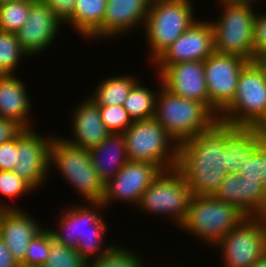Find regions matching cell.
Segmentation results:
<instances>
[{
    "label": "cell",
    "instance_id": "cell-2",
    "mask_svg": "<svg viewBox=\"0 0 266 267\" xmlns=\"http://www.w3.org/2000/svg\"><path fill=\"white\" fill-rule=\"evenodd\" d=\"M90 204L88 207L74 204L71 208L65 209L67 211H63L58 219L57 229L49 228L54 239L66 247L76 249L87 262L101 258L113 247L112 244L105 246L103 243L108 230L106 220L100 215L101 212H98L104 209L103 204Z\"/></svg>",
    "mask_w": 266,
    "mask_h": 267
},
{
    "label": "cell",
    "instance_id": "cell-40",
    "mask_svg": "<svg viewBox=\"0 0 266 267\" xmlns=\"http://www.w3.org/2000/svg\"><path fill=\"white\" fill-rule=\"evenodd\" d=\"M23 130L16 121L0 117V144L17 137Z\"/></svg>",
    "mask_w": 266,
    "mask_h": 267
},
{
    "label": "cell",
    "instance_id": "cell-45",
    "mask_svg": "<svg viewBox=\"0 0 266 267\" xmlns=\"http://www.w3.org/2000/svg\"><path fill=\"white\" fill-rule=\"evenodd\" d=\"M12 1H19V0H0V4L5 3V2H12Z\"/></svg>",
    "mask_w": 266,
    "mask_h": 267
},
{
    "label": "cell",
    "instance_id": "cell-27",
    "mask_svg": "<svg viewBox=\"0 0 266 267\" xmlns=\"http://www.w3.org/2000/svg\"><path fill=\"white\" fill-rule=\"evenodd\" d=\"M36 0H19L0 4V31L16 33L27 21Z\"/></svg>",
    "mask_w": 266,
    "mask_h": 267
},
{
    "label": "cell",
    "instance_id": "cell-28",
    "mask_svg": "<svg viewBox=\"0 0 266 267\" xmlns=\"http://www.w3.org/2000/svg\"><path fill=\"white\" fill-rule=\"evenodd\" d=\"M243 188V213L246 217H266V188L259 181L244 180L240 176Z\"/></svg>",
    "mask_w": 266,
    "mask_h": 267
},
{
    "label": "cell",
    "instance_id": "cell-26",
    "mask_svg": "<svg viewBox=\"0 0 266 267\" xmlns=\"http://www.w3.org/2000/svg\"><path fill=\"white\" fill-rule=\"evenodd\" d=\"M141 81L137 82L124 100L123 107L133 121L153 118L156 107V91L143 86Z\"/></svg>",
    "mask_w": 266,
    "mask_h": 267
},
{
    "label": "cell",
    "instance_id": "cell-32",
    "mask_svg": "<svg viewBox=\"0 0 266 267\" xmlns=\"http://www.w3.org/2000/svg\"><path fill=\"white\" fill-rule=\"evenodd\" d=\"M50 252V229L41 230L29 243L20 267H42Z\"/></svg>",
    "mask_w": 266,
    "mask_h": 267
},
{
    "label": "cell",
    "instance_id": "cell-17",
    "mask_svg": "<svg viewBox=\"0 0 266 267\" xmlns=\"http://www.w3.org/2000/svg\"><path fill=\"white\" fill-rule=\"evenodd\" d=\"M63 23L41 0H36L30 9L25 24L16 32L21 49L27 56L39 55L48 49L57 37Z\"/></svg>",
    "mask_w": 266,
    "mask_h": 267
},
{
    "label": "cell",
    "instance_id": "cell-3",
    "mask_svg": "<svg viewBox=\"0 0 266 267\" xmlns=\"http://www.w3.org/2000/svg\"><path fill=\"white\" fill-rule=\"evenodd\" d=\"M160 87L154 118L177 146L210 130L218 122L203 103L173 94L162 82Z\"/></svg>",
    "mask_w": 266,
    "mask_h": 267
},
{
    "label": "cell",
    "instance_id": "cell-29",
    "mask_svg": "<svg viewBox=\"0 0 266 267\" xmlns=\"http://www.w3.org/2000/svg\"><path fill=\"white\" fill-rule=\"evenodd\" d=\"M28 58L21 49L16 33L0 31V75L15 74L21 58Z\"/></svg>",
    "mask_w": 266,
    "mask_h": 267
},
{
    "label": "cell",
    "instance_id": "cell-11",
    "mask_svg": "<svg viewBox=\"0 0 266 267\" xmlns=\"http://www.w3.org/2000/svg\"><path fill=\"white\" fill-rule=\"evenodd\" d=\"M216 247L224 267H252L266 251V217H246Z\"/></svg>",
    "mask_w": 266,
    "mask_h": 267
},
{
    "label": "cell",
    "instance_id": "cell-43",
    "mask_svg": "<svg viewBox=\"0 0 266 267\" xmlns=\"http://www.w3.org/2000/svg\"><path fill=\"white\" fill-rule=\"evenodd\" d=\"M260 65L265 69L266 71V55L260 57L258 60H257Z\"/></svg>",
    "mask_w": 266,
    "mask_h": 267
},
{
    "label": "cell",
    "instance_id": "cell-41",
    "mask_svg": "<svg viewBox=\"0 0 266 267\" xmlns=\"http://www.w3.org/2000/svg\"><path fill=\"white\" fill-rule=\"evenodd\" d=\"M0 267H20L0 237Z\"/></svg>",
    "mask_w": 266,
    "mask_h": 267
},
{
    "label": "cell",
    "instance_id": "cell-42",
    "mask_svg": "<svg viewBox=\"0 0 266 267\" xmlns=\"http://www.w3.org/2000/svg\"><path fill=\"white\" fill-rule=\"evenodd\" d=\"M252 267H266V251L263 255L253 264Z\"/></svg>",
    "mask_w": 266,
    "mask_h": 267
},
{
    "label": "cell",
    "instance_id": "cell-9",
    "mask_svg": "<svg viewBox=\"0 0 266 267\" xmlns=\"http://www.w3.org/2000/svg\"><path fill=\"white\" fill-rule=\"evenodd\" d=\"M123 135L129 160L154 163L162 171L176 168L178 146L154 117L133 121Z\"/></svg>",
    "mask_w": 266,
    "mask_h": 267
},
{
    "label": "cell",
    "instance_id": "cell-39",
    "mask_svg": "<svg viewBox=\"0 0 266 267\" xmlns=\"http://www.w3.org/2000/svg\"><path fill=\"white\" fill-rule=\"evenodd\" d=\"M53 10L55 16L65 24L73 15L75 0H41Z\"/></svg>",
    "mask_w": 266,
    "mask_h": 267
},
{
    "label": "cell",
    "instance_id": "cell-30",
    "mask_svg": "<svg viewBox=\"0 0 266 267\" xmlns=\"http://www.w3.org/2000/svg\"><path fill=\"white\" fill-rule=\"evenodd\" d=\"M139 256L129 248L114 244L101 258L88 262L87 267H145V261Z\"/></svg>",
    "mask_w": 266,
    "mask_h": 267
},
{
    "label": "cell",
    "instance_id": "cell-34",
    "mask_svg": "<svg viewBox=\"0 0 266 267\" xmlns=\"http://www.w3.org/2000/svg\"><path fill=\"white\" fill-rule=\"evenodd\" d=\"M35 189L23 178L19 177L14 171H0V194L13 198L32 192ZM1 200V199H0ZM0 201V209H17V206L12 207Z\"/></svg>",
    "mask_w": 266,
    "mask_h": 267
},
{
    "label": "cell",
    "instance_id": "cell-35",
    "mask_svg": "<svg viewBox=\"0 0 266 267\" xmlns=\"http://www.w3.org/2000/svg\"><path fill=\"white\" fill-rule=\"evenodd\" d=\"M104 125L110 133L123 134L133 123L123 105L99 106Z\"/></svg>",
    "mask_w": 266,
    "mask_h": 267
},
{
    "label": "cell",
    "instance_id": "cell-23",
    "mask_svg": "<svg viewBox=\"0 0 266 267\" xmlns=\"http://www.w3.org/2000/svg\"><path fill=\"white\" fill-rule=\"evenodd\" d=\"M99 179L106 184L129 161L123 134L110 133L98 146L89 150Z\"/></svg>",
    "mask_w": 266,
    "mask_h": 267
},
{
    "label": "cell",
    "instance_id": "cell-18",
    "mask_svg": "<svg viewBox=\"0 0 266 267\" xmlns=\"http://www.w3.org/2000/svg\"><path fill=\"white\" fill-rule=\"evenodd\" d=\"M150 3L151 0H107L103 26L90 40L122 37L143 26Z\"/></svg>",
    "mask_w": 266,
    "mask_h": 267
},
{
    "label": "cell",
    "instance_id": "cell-37",
    "mask_svg": "<svg viewBox=\"0 0 266 267\" xmlns=\"http://www.w3.org/2000/svg\"><path fill=\"white\" fill-rule=\"evenodd\" d=\"M266 55V12L257 13L254 19V61Z\"/></svg>",
    "mask_w": 266,
    "mask_h": 267
},
{
    "label": "cell",
    "instance_id": "cell-20",
    "mask_svg": "<svg viewBox=\"0 0 266 267\" xmlns=\"http://www.w3.org/2000/svg\"><path fill=\"white\" fill-rule=\"evenodd\" d=\"M86 98L72 113L73 139H65V137L62 139L73 146L89 151L105 140L110 132L102 121L99 106L90 97Z\"/></svg>",
    "mask_w": 266,
    "mask_h": 267
},
{
    "label": "cell",
    "instance_id": "cell-38",
    "mask_svg": "<svg viewBox=\"0 0 266 267\" xmlns=\"http://www.w3.org/2000/svg\"><path fill=\"white\" fill-rule=\"evenodd\" d=\"M18 163L16 152V137L0 144V171H13Z\"/></svg>",
    "mask_w": 266,
    "mask_h": 267
},
{
    "label": "cell",
    "instance_id": "cell-14",
    "mask_svg": "<svg viewBox=\"0 0 266 267\" xmlns=\"http://www.w3.org/2000/svg\"><path fill=\"white\" fill-rule=\"evenodd\" d=\"M161 171L154 163L129 160L114 178L104 184L101 203L105 208L117 200L137 206L144 191Z\"/></svg>",
    "mask_w": 266,
    "mask_h": 267
},
{
    "label": "cell",
    "instance_id": "cell-8",
    "mask_svg": "<svg viewBox=\"0 0 266 267\" xmlns=\"http://www.w3.org/2000/svg\"><path fill=\"white\" fill-rule=\"evenodd\" d=\"M194 6L170 0H151L145 19V35L153 63L196 20Z\"/></svg>",
    "mask_w": 266,
    "mask_h": 267
},
{
    "label": "cell",
    "instance_id": "cell-44",
    "mask_svg": "<svg viewBox=\"0 0 266 267\" xmlns=\"http://www.w3.org/2000/svg\"><path fill=\"white\" fill-rule=\"evenodd\" d=\"M170 1L183 3V4H188L190 6H193V4L191 3L192 2L191 0H170Z\"/></svg>",
    "mask_w": 266,
    "mask_h": 267
},
{
    "label": "cell",
    "instance_id": "cell-33",
    "mask_svg": "<svg viewBox=\"0 0 266 267\" xmlns=\"http://www.w3.org/2000/svg\"><path fill=\"white\" fill-rule=\"evenodd\" d=\"M239 176H244V180L259 181L266 188V138L242 165Z\"/></svg>",
    "mask_w": 266,
    "mask_h": 267
},
{
    "label": "cell",
    "instance_id": "cell-15",
    "mask_svg": "<svg viewBox=\"0 0 266 267\" xmlns=\"http://www.w3.org/2000/svg\"><path fill=\"white\" fill-rule=\"evenodd\" d=\"M214 52L213 29L210 22L197 19L153 62L152 66H169L187 61L204 62Z\"/></svg>",
    "mask_w": 266,
    "mask_h": 267
},
{
    "label": "cell",
    "instance_id": "cell-7",
    "mask_svg": "<svg viewBox=\"0 0 266 267\" xmlns=\"http://www.w3.org/2000/svg\"><path fill=\"white\" fill-rule=\"evenodd\" d=\"M49 165H55L53 167L79 191L84 201H102L104 183L99 179L88 150L73 146L60 136H54L50 145Z\"/></svg>",
    "mask_w": 266,
    "mask_h": 267
},
{
    "label": "cell",
    "instance_id": "cell-13",
    "mask_svg": "<svg viewBox=\"0 0 266 267\" xmlns=\"http://www.w3.org/2000/svg\"><path fill=\"white\" fill-rule=\"evenodd\" d=\"M34 131L33 128L24 129L16 137L18 163L13 171L36 189L45 184L51 172L50 145L54 136L46 138Z\"/></svg>",
    "mask_w": 266,
    "mask_h": 267
},
{
    "label": "cell",
    "instance_id": "cell-25",
    "mask_svg": "<svg viewBox=\"0 0 266 267\" xmlns=\"http://www.w3.org/2000/svg\"><path fill=\"white\" fill-rule=\"evenodd\" d=\"M135 75L122 74L102 80L91 95L98 106L123 105L132 87L138 82Z\"/></svg>",
    "mask_w": 266,
    "mask_h": 267
},
{
    "label": "cell",
    "instance_id": "cell-5",
    "mask_svg": "<svg viewBox=\"0 0 266 267\" xmlns=\"http://www.w3.org/2000/svg\"><path fill=\"white\" fill-rule=\"evenodd\" d=\"M218 121L266 129V71L258 61H250L243 67L234 99L219 114Z\"/></svg>",
    "mask_w": 266,
    "mask_h": 267
},
{
    "label": "cell",
    "instance_id": "cell-4",
    "mask_svg": "<svg viewBox=\"0 0 266 267\" xmlns=\"http://www.w3.org/2000/svg\"><path fill=\"white\" fill-rule=\"evenodd\" d=\"M223 6L213 29L214 51L254 61L255 0H219ZM253 2V3H252ZM223 3V4H222Z\"/></svg>",
    "mask_w": 266,
    "mask_h": 267
},
{
    "label": "cell",
    "instance_id": "cell-1",
    "mask_svg": "<svg viewBox=\"0 0 266 267\" xmlns=\"http://www.w3.org/2000/svg\"><path fill=\"white\" fill-rule=\"evenodd\" d=\"M226 124L218 121L210 130L178 146L176 169L192 196H214L226 176Z\"/></svg>",
    "mask_w": 266,
    "mask_h": 267
},
{
    "label": "cell",
    "instance_id": "cell-22",
    "mask_svg": "<svg viewBox=\"0 0 266 267\" xmlns=\"http://www.w3.org/2000/svg\"><path fill=\"white\" fill-rule=\"evenodd\" d=\"M15 75H0V117L16 121L24 129H32V103L26 85Z\"/></svg>",
    "mask_w": 266,
    "mask_h": 267
},
{
    "label": "cell",
    "instance_id": "cell-10",
    "mask_svg": "<svg viewBox=\"0 0 266 267\" xmlns=\"http://www.w3.org/2000/svg\"><path fill=\"white\" fill-rule=\"evenodd\" d=\"M191 189L176 169L161 171L142 194L137 205L149 214L169 216L179 227L186 218Z\"/></svg>",
    "mask_w": 266,
    "mask_h": 267
},
{
    "label": "cell",
    "instance_id": "cell-12",
    "mask_svg": "<svg viewBox=\"0 0 266 267\" xmlns=\"http://www.w3.org/2000/svg\"><path fill=\"white\" fill-rule=\"evenodd\" d=\"M248 62L240 56L216 52L204 61L209 110L217 118L234 99L239 74Z\"/></svg>",
    "mask_w": 266,
    "mask_h": 267
},
{
    "label": "cell",
    "instance_id": "cell-36",
    "mask_svg": "<svg viewBox=\"0 0 266 267\" xmlns=\"http://www.w3.org/2000/svg\"><path fill=\"white\" fill-rule=\"evenodd\" d=\"M243 188L239 173L226 174L214 197L243 212Z\"/></svg>",
    "mask_w": 266,
    "mask_h": 267
},
{
    "label": "cell",
    "instance_id": "cell-21",
    "mask_svg": "<svg viewBox=\"0 0 266 267\" xmlns=\"http://www.w3.org/2000/svg\"><path fill=\"white\" fill-rule=\"evenodd\" d=\"M266 138L259 126H233L226 124L225 166L227 174L239 173L254 149Z\"/></svg>",
    "mask_w": 266,
    "mask_h": 267
},
{
    "label": "cell",
    "instance_id": "cell-19",
    "mask_svg": "<svg viewBox=\"0 0 266 267\" xmlns=\"http://www.w3.org/2000/svg\"><path fill=\"white\" fill-rule=\"evenodd\" d=\"M38 223L22 208L0 209V237L19 265L24 261L29 243L44 229Z\"/></svg>",
    "mask_w": 266,
    "mask_h": 267
},
{
    "label": "cell",
    "instance_id": "cell-24",
    "mask_svg": "<svg viewBox=\"0 0 266 267\" xmlns=\"http://www.w3.org/2000/svg\"><path fill=\"white\" fill-rule=\"evenodd\" d=\"M106 4L107 0H75L73 15L66 24L88 40L103 26Z\"/></svg>",
    "mask_w": 266,
    "mask_h": 267
},
{
    "label": "cell",
    "instance_id": "cell-31",
    "mask_svg": "<svg viewBox=\"0 0 266 267\" xmlns=\"http://www.w3.org/2000/svg\"><path fill=\"white\" fill-rule=\"evenodd\" d=\"M87 264L76 249L59 243L50 231V252L42 267H87Z\"/></svg>",
    "mask_w": 266,
    "mask_h": 267
},
{
    "label": "cell",
    "instance_id": "cell-16",
    "mask_svg": "<svg viewBox=\"0 0 266 267\" xmlns=\"http://www.w3.org/2000/svg\"><path fill=\"white\" fill-rule=\"evenodd\" d=\"M158 68V69H157ZM162 86L182 98L203 103L209 109L203 61H187L155 66Z\"/></svg>",
    "mask_w": 266,
    "mask_h": 267
},
{
    "label": "cell",
    "instance_id": "cell-6",
    "mask_svg": "<svg viewBox=\"0 0 266 267\" xmlns=\"http://www.w3.org/2000/svg\"><path fill=\"white\" fill-rule=\"evenodd\" d=\"M245 218L236 206L214 196H192L186 218L179 228L215 247Z\"/></svg>",
    "mask_w": 266,
    "mask_h": 267
}]
</instances>
